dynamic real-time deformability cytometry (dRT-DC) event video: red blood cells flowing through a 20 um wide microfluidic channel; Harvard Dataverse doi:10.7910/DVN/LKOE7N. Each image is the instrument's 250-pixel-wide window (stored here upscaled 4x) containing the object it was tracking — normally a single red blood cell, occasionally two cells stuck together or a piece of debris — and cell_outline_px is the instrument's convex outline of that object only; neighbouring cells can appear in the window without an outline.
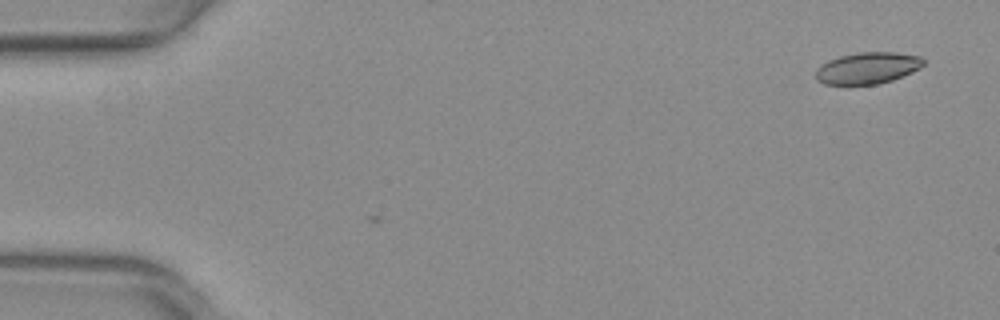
{"species": "common noctule bat (a hibernating species)", "species_latin": "Nyctalus noctula", "temperature_condition": "warm", "stored_images_in_passage": 3, "camera_frame_rate_fps": 3000, "um_per_image_px": 0.085, "animal": {"sex": "female", "body_mass_g": 29.2, "forearm_length_mm": 56.3}, "frame": {"image": 1, "passage_image": 3, "time_ms": 0.667, "image_size_px": [1000, 320], "cell_outline_px": [[924, 64], [920, 68], [912, 72], [892, 80], [876, 84], [824, 84], [816, 80], [816, 68], [820, 64], [828, 60], [840, 56], [856, 52], [896, 52], [920, 56], [924, 60]], "centroid_in_image_um": [73.73, 5.77], "position_along_channel_um": 11.3, "area_um2": 19.88}}